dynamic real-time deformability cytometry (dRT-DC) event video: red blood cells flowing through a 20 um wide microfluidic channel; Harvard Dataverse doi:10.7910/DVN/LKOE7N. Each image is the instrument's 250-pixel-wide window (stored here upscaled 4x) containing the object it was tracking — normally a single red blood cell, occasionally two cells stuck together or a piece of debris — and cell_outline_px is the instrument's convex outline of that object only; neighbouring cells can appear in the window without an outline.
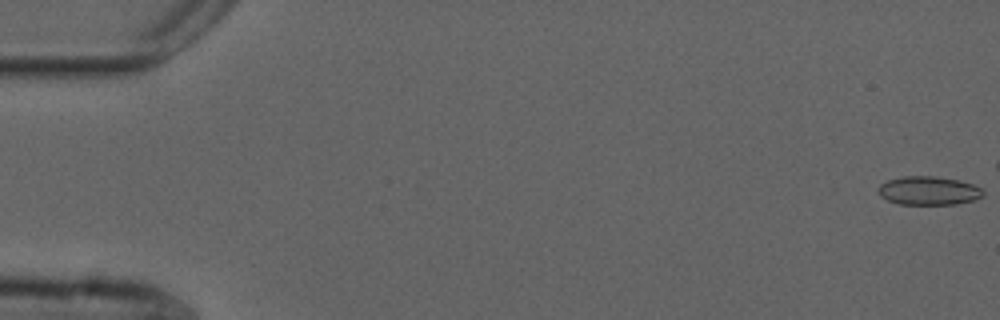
{"species": "common noctule bat (a hibernating species)", "species_latin": "Nyctalus noctula", "temperature_condition": "cold", "stored_images_in_passage": 17, "camera_frame_rate_fps": 3000, "um_per_image_px": 0.085, "animal": {"sex": "male", "forearm_length_mm": 52.5}, "frame": {"image": 1, "passage_image": 1, "time_ms": 0.0, "image_size_px": [1000, 320], "cell_outline_px": [[984, 196], [976, 200], [956, 204], [900, 204], [888, 200], [880, 196], [876, 192], [876, 188], [880, 184], [888, 180], [904, 176], [936, 176], [960, 180], [984, 188]], "centroid_in_image_um": [78.95, 16.2], "position_along_channel_um": 6.0, "area_um2": 17.8}}
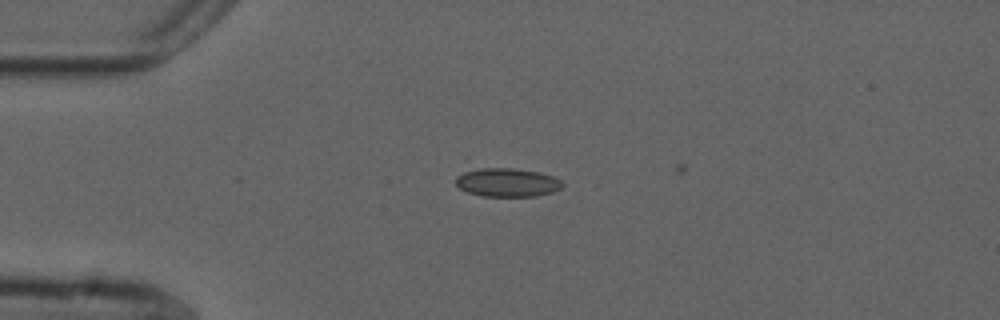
{"frame": {"image": 2, "passage_image": 14, "time_ms": 4.333, "image_size_px": [1000, 320], "cell_outline_px": [[564, 184], [560, 188], [552, 192], [536, 196], [480, 196], [468, 192], [460, 188], [456, 184], [456, 176], [464, 172], [480, 168], [512, 168], [540, 172], [552, 176], [560, 180]], "centroid_in_image_um": [43.11, 15.51], "position_along_channel_um": 41.9, "area_um2": 17.69}}